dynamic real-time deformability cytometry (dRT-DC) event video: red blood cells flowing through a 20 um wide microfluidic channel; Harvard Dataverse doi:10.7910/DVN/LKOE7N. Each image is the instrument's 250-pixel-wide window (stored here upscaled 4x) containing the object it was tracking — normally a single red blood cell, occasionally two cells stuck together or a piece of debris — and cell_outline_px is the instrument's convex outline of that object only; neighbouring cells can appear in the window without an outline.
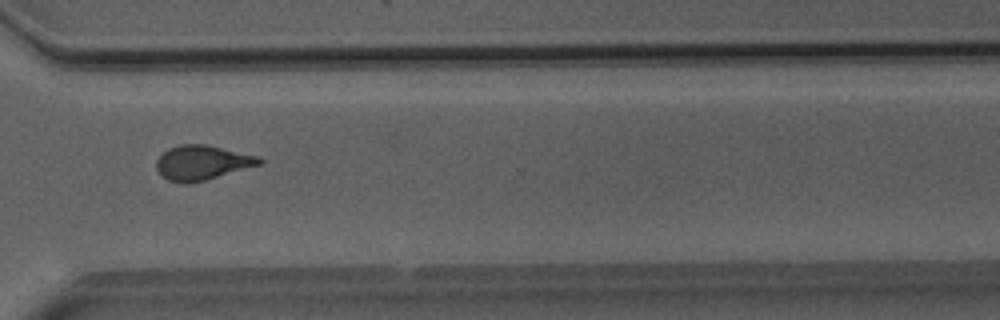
{"species": "Egyptian fruit bat (a non-hibernating species)", "species_latin": "Rousettus aegyptiacus", "temperature_condition": "room temperature", "stored_images_in_passage": 44, "camera_frame_rate_fps": 3000, "um_per_image_px": 0.085, "animal": {"sex": "male"}, "frame": {"image": 1, "passage_image": 38, "time_ms": 12.333, "image_size_px": [1000, 320], "cell_outline_px": [[264, 164], [204, 180], [184, 184], [168, 180], [160, 176], [156, 168], [156, 160], [168, 148], [180, 144], [204, 144], [256, 156], [264, 160]], "centroid_in_image_um": [17.16, 13.83], "position_along_channel_um": 353.4, "area_um2": 20.69}}